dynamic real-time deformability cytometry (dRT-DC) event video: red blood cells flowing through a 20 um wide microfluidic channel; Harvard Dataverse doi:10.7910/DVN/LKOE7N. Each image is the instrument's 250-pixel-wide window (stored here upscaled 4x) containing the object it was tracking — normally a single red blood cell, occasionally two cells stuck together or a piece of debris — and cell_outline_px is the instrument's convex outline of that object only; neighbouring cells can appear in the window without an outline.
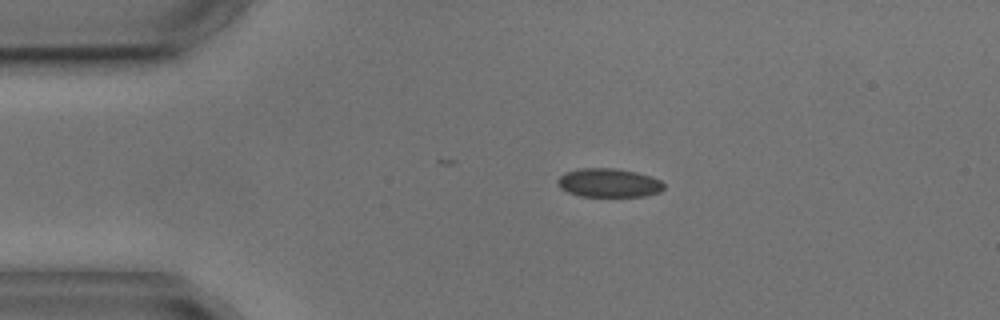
{"species": "common noctule bat (a hibernating species)", "species_latin": "Nyctalus noctula", "temperature_condition": "cold", "stored_images_in_passage": 4, "camera_frame_rate_fps": 3000, "um_per_image_px": 0.085, "animal": {"sex": "male", "body_mass_g": 17.9, "forearm_length_mm": 54.2}, "frame": {"image": 1, "passage_image": 3, "time_ms": 2.333, "image_size_px": [1000, 320], "cell_outline_px": [[664, 188], [660, 192], [644, 196], [580, 196], [568, 192], [560, 188], [556, 184], [556, 180], [564, 172], [580, 168], [612, 168], [636, 172], [652, 176], [660, 180], [664, 184]], "centroid_in_image_um": [51.72, 15.54], "position_along_channel_um": 33.3, "area_um2": 17.92}}